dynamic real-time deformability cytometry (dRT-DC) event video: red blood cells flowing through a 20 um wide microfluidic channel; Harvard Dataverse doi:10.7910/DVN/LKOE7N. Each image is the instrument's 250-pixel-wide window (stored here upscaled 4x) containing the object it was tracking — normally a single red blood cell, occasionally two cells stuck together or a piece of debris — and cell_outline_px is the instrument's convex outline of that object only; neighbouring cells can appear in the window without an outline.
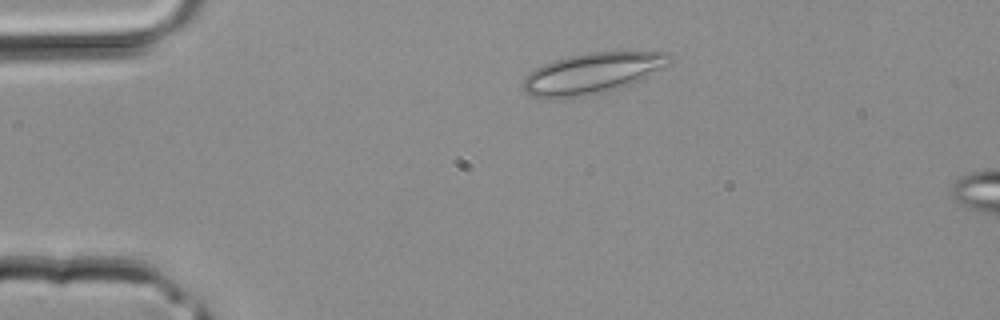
{"species": "common noctule bat (a hibernating species)", "species_latin": "Nyctalus noctula", "temperature_condition": "room temperature", "stored_images_in_passage": 3, "camera_frame_rate_fps": 3000, "um_per_image_px": 0.085, "animal": {"sex": "male", "body_mass_g": 20.4}, "frame": {"image": 1, "passage_image": 2, "time_ms": 0.333, "image_size_px": [1000, 320], "cell_outline_px": [[672, 60], [668, 64], [640, 80], [632, 84], [604, 92], [584, 96], [544, 100], [532, 96], [524, 92], [524, 80], [536, 68], [544, 64], [568, 56], [588, 52], [668, 52], [672, 56]], "centroid_in_image_um": [50.34, 6.24], "position_along_channel_um": 34.7, "area_um2": 34.68}}